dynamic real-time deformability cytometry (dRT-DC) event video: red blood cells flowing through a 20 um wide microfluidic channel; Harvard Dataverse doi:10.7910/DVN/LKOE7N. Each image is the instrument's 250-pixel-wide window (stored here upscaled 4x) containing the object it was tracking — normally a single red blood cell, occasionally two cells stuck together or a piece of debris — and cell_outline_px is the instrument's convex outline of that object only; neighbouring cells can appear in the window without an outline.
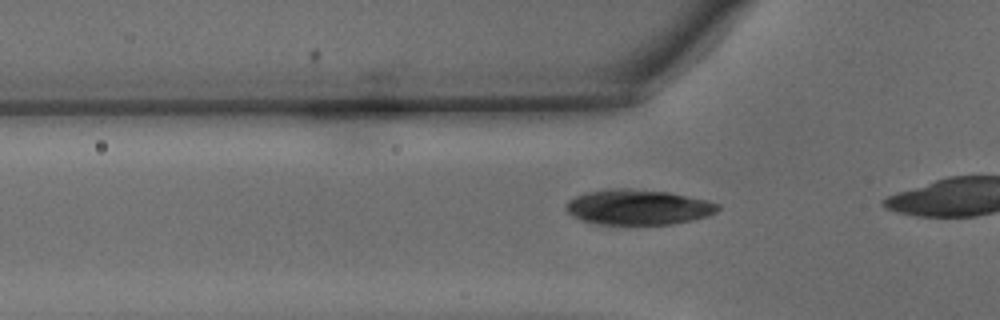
{"species": "common noctule bat (a hibernating species)", "species_latin": "Nyctalus noctula", "temperature_condition": "warm", "stored_images_in_passage": 7, "camera_frame_rate_fps": 3000, "um_per_image_px": 0.085, "animal": {"sex": "male", "body_mass_g": 15.6}, "frame": {"image": 1, "passage_image": 2, "time_ms": 0.333, "image_size_px": [1000, 320], "cell_outline_px": [[720, 208], [716, 212], [708, 216], [692, 220], [672, 224], [600, 224], [584, 220], [568, 212], [564, 208], [564, 204], [568, 200], [576, 196], [588, 192], [612, 188], [628, 188], [668, 192], [708, 200], [720, 204]], "centroid_in_image_um": [54.27, 17.6], "position_along_channel_um": 71.5, "area_um2": 31.1}}
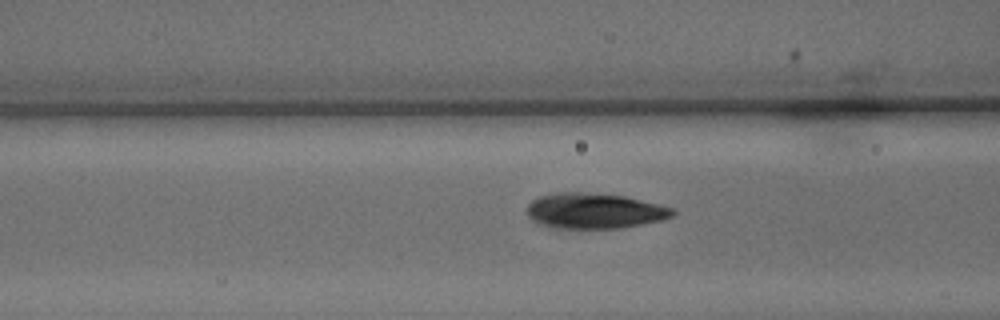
{"frame": {"image": 2, "passage_image": 5, "time_ms": 1.333, "image_size_px": [1000, 320], "cell_outline_px": [[676, 212], [672, 216], [664, 220], [624, 228], [556, 228], [532, 220], [528, 216], [528, 204], [532, 200], [540, 196], [556, 192], [584, 192], [624, 196], [676, 208]], "centroid_in_image_um": [50.58, 17.92], "position_along_channel_um": 116.0, "area_um2": 30.17}}